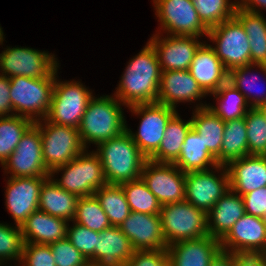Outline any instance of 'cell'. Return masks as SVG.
I'll return each instance as SVG.
<instances>
[{"instance_id": "cell-1", "label": "cell", "mask_w": 266, "mask_h": 266, "mask_svg": "<svg viewBox=\"0 0 266 266\" xmlns=\"http://www.w3.org/2000/svg\"><path fill=\"white\" fill-rule=\"evenodd\" d=\"M161 74L155 50L148 42L129 62L114 95L127 107L157 102Z\"/></svg>"}, {"instance_id": "cell-2", "label": "cell", "mask_w": 266, "mask_h": 266, "mask_svg": "<svg viewBox=\"0 0 266 266\" xmlns=\"http://www.w3.org/2000/svg\"><path fill=\"white\" fill-rule=\"evenodd\" d=\"M97 148L95 153L99 156L107 184L120 185L141 178L148 158L139 150L127 130L100 143Z\"/></svg>"}, {"instance_id": "cell-3", "label": "cell", "mask_w": 266, "mask_h": 266, "mask_svg": "<svg viewBox=\"0 0 266 266\" xmlns=\"http://www.w3.org/2000/svg\"><path fill=\"white\" fill-rule=\"evenodd\" d=\"M120 103L116 97L108 95L100 98L93 97L89 101L78 128L85 149L88 143L99 145L126 130L125 116Z\"/></svg>"}, {"instance_id": "cell-4", "label": "cell", "mask_w": 266, "mask_h": 266, "mask_svg": "<svg viewBox=\"0 0 266 266\" xmlns=\"http://www.w3.org/2000/svg\"><path fill=\"white\" fill-rule=\"evenodd\" d=\"M56 73L57 69L48 78H10V99L13 111H16L15 115L27 117L33 122L46 119L51 106Z\"/></svg>"}, {"instance_id": "cell-5", "label": "cell", "mask_w": 266, "mask_h": 266, "mask_svg": "<svg viewBox=\"0 0 266 266\" xmlns=\"http://www.w3.org/2000/svg\"><path fill=\"white\" fill-rule=\"evenodd\" d=\"M58 171H64L62 178H51L53 182L78 197L94 195L96 190L107 184L99 156L93 151L87 153L84 150L67 164L53 169L49 177Z\"/></svg>"}, {"instance_id": "cell-6", "label": "cell", "mask_w": 266, "mask_h": 266, "mask_svg": "<svg viewBox=\"0 0 266 266\" xmlns=\"http://www.w3.org/2000/svg\"><path fill=\"white\" fill-rule=\"evenodd\" d=\"M160 217L167 246L208 236L207 214L185 200L162 205Z\"/></svg>"}, {"instance_id": "cell-7", "label": "cell", "mask_w": 266, "mask_h": 266, "mask_svg": "<svg viewBox=\"0 0 266 266\" xmlns=\"http://www.w3.org/2000/svg\"><path fill=\"white\" fill-rule=\"evenodd\" d=\"M43 121L45 125H42L40 120L34 123L40 129L42 157L50 172L67 164L86 150L81 142L78 128L56 125L47 119Z\"/></svg>"}, {"instance_id": "cell-8", "label": "cell", "mask_w": 266, "mask_h": 266, "mask_svg": "<svg viewBox=\"0 0 266 266\" xmlns=\"http://www.w3.org/2000/svg\"><path fill=\"white\" fill-rule=\"evenodd\" d=\"M92 92L80 82H60L55 78L51 106L46 119L60 126L79 128Z\"/></svg>"}, {"instance_id": "cell-9", "label": "cell", "mask_w": 266, "mask_h": 266, "mask_svg": "<svg viewBox=\"0 0 266 266\" xmlns=\"http://www.w3.org/2000/svg\"><path fill=\"white\" fill-rule=\"evenodd\" d=\"M207 37L216 43L212 49L228 72L251 64L248 36L235 17L210 28Z\"/></svg>"}, {"instance_id": "cell-10", "label": "cell", "mask_w": 266, "mask_h": 266, "mask_svg": "<svg viewBox=\"0 0 266 266\" xmlns=\"http://www.w3.org/2000/svg\"><path fill=\"white\" fill-rule=\"evenodd\" d=\"M130 108L134 114L143 117L136 134L128 128L126 130L139 150L149 159L160 147L167 123L177 111L158 102L137 104Z\"/></svg>"}, {"instance_id": "cell-11", "label": "cell", "mask_w": 266, "mask_h": 266, "mask_svg": "<svg viewBox=\"0 0 266 266\" xmlns=\"http://www.w3.org/2000/svg\"><path fill=\"white\" fill-rule=\"evenodd\" d=\"M54 57L48 52L32 48L8 47L0 54L1 75L8 78L14 76L48 78L58 69V62Z\"/></svg>"}, {"instance_id": "cell-12", "label": "cell", "mask_w": 266, "mask_h": 266, "mask_svg": "<svg viewBox=\"0 0 266 266\" xmlns=\"http://www.w3.org/2000/svg\"><path fill=\"white\" fill-rule=\"evenodd\" d=\"M163 30L170 35L200 37L209 29L200 20L192 0H153Z\"/></svg>"}, {"instance_id": "cell-13", "label": "cell", "mask_w": 266, "mask_h": 266, "mask_svg": "<svg viewBox=\"0 0 266 266\" xmlns=\"http://www.w3.org/2000/svg\"><path fill=\"white\" fill-rule=\"evenodd\" d=\"M11 177H49L42 157V139L39 127L34 123L21 137L20 142L2 165ZM9 169V170H8Z\"/></svg>"}, {"instance_id": "cell-14", "label": "cell", "mask_w": 266, "mask_h": 266, "mask_svg": "<svg viewBox=\"0 0 266 266\" xmlns=\"http://www.w3.org/2000/svg\"><path fill=\"white\" fill-rule=\"evenodd\" d=\"M141 178L161 205L185 200V173L175 164L145 162Z\"/></svg>"}, {"instance_id": "cell-15", "label": "cell", "mask_w": 266, "mask_h": 266, "mask_svg": "<svg viewBox=\"0 0 266 266\" xmlns=\"http://www.w3.org/2000/svg\"><path fill=\"white\" fill-rule=\"evenodd\" d=\"M222 170L220 177L212 170L185 173V201L207 214L230 190L229 174L225 165H222Z\"/></svg>"}, {"instance_id": "cell-16", "label": "cell", "mask_w": 266, "mask_h": 266, "mask_svg": "<svg viewBox=\"0 0 266 266\" xmlns=\"http://www.w3.org/2000/svg\"><path fill=\"white\" fill-rule=\"evenodd\" d=\"M220 245L221 251L232 254H266V224L262 218L245 213L220 240Z\"/></svg>"}, {"instance_id": "cell-17", "label": "cell", "mask_w": 266, "mask_h": 266, "mask_svg": "<svg viewBox=\"0 0 266 266\" xmlns=\"http://www.w3.org/2000/svg\"><path fill=\"white\" fill-rule=\"evenodd\" d=\"M196 36L168 35L160 39L156 34L149 43L155 50L162 71L189 70L196 51L203 44ZM196 39V40H195Z\"/></svg>"}, {"instance_id": "cell-18", "label": "cell", "mask_w": 266, "mask_h": 266, "mask_svg": "<svg viewBox=\"0 0 266 266\" xmlns=\"http://www.w3.org/2000/svg\"><path fill=\"white\" fill-rule=\"evenodd\" d=\"M49 177H10L6 189V206L16 225L38 210L40 190Z\"/></svg>"}, {"instance_id": "cell-19", "label": "cell", "mask_w": 266, "mask_h": 266, "mask_svg": "<svg viewBox=\"0 0 266 266\" xmlns=\"http://www.w3.org/2000/svg\"><path fill=\"white\" fill-rule=\"evenodd\" d=\"M134 250H167L160 215L131 211L119 226Z\"/></svg>"}, {"instance_id": "cell-20", "label": "cell", "mask_w": 266, "mask_h": 266, "mask_svg": "<svg viewBox=\"0 0 266 266\" xmlns=\"http://www.w3.org/2000/svg\"><path fill=\"white\" fill-rule=\"evenodd\" d=\"M206 94L189 70L162 71L158 103L175 109L177 102H192Z\"/></svg>"}, {"instance_id": "cell-21", "label": "cell", "mask_w": 266, "mask_h": 266, "mask_svg": "<svg viewBox=\"0 0 266 266\" xmlns=\"http://www.w3.org/2000/svg\"><path fill=\"white\" fill-rule=\"evenodd\" d=\"M230 189L241 196L266 186V156L247 155L226 165Z\"/></svg>"}, {"instance_id": "cell-22", "label": "cell", "mask_w": 266, "mask_h": 266, "mask_svg": "<svg viewBox=\"0 0 266 266\" xmlns=\"http://www.w3.org/2000/svg\"><path fill=\"white\" fill-rule=\"evenodd\" d=\"M170 266H209L221 251L220 240L211 236L176 242L167 248Z\"/></svg>"}, {"instance_id": "cell-23", "label": "cell", "mask_w": 266, "mask_h": 266, "mask_svg": "<svg viewBox=\"0 0 266 266\" xmlns=\"http://www.w3.org/2000/svg\"><path fill=\"white\" fill-rule=\"evenodd\" d=\"M189 71L207 95L228 81V71L215 54L212 45L203 43L199 47Z\"/></svg>"}, {"instance_id": "cell-24", "label": "cell", "mask_w": 266, "mask_h": 266, "mask_svg": "<svg viewBox=\"0 0 266 266\" xmlns=\"http://www.w3.org/2000/svg\"><path fill=\"white\" fill-rule=\"evenodd\" d=\"M68 221L37 210L20 226L24 243L49 245L66 238Z\"/></svg>"}, {"instance_id": "cell-25", "label": "cell", "mask_w": 266, "mask_h": 266, "mask_svg": "<svg viewBox=\"0 0 266 266\" xmlns=\"http://www.w3.org/2000/svg\"><path fill=\"white\" fill-rule=\"evenodd\" d=\"M244 214L242 196L228 190L207 213L208 235L221 240Z\"/></svg>"}, {"instance_id": "cell-26", "label": "cell", "mask_w": 266, "mask_h": 266, "mask_svg": "<svg viewBox=\"0 0 266 266\" xmlns=\"http://www.w3.org/2000/svg\"><path fill=\"white\" fill-rule=\"evenodd\" d=\"M134 253L130 240L119 226H111L99 232L95 249V264L125 266Z\"/></svg>"}, {"instance_id": "cell-27", "label": "cell", "mask_w": 266, "mask_h": 266, "mask_svg": "<svg viewBox=\"0 0 266 266\" xmlns=\"http://www.w3.org/2000/svg\"><path fill=\"white\" fill-rule=\"evenodd\" d=\"M78 198L76 194L59 187L49 177L41 187L38 210L67 221H73Z\"/></svg>"}, {"instance_id": "cell-28", "label": "cell", "mask_w": 266, "mask_h": 266, "mask_svg": "<svg viewBox=\"0 0 266 266\" xmlns=\"http://www.w3.org/2000/svg\"><path fill=\"white\" fill-rule=\"evenodd\" d=\"M174 164L184 173L209 170V165L216 171L222 169V165L217 163L193 128L187 133L179 158Z\"/></svg>"}, {"instance_id": "cell-29", "label": "cell", "mask_w": 266, "mask_h": 266, "mask_svg": "<svg viewBox=\"0 0 266 266\" xmlns=\"http://www.w3.org/2000/svg\"><path fill=\"white\" fill-rule=\"evenodd\" d=\"M191 119L192 128L200 135L205 147L216 158L221 151L225 122L206 105L196 106Z\"/></svg>"}, {"instance_id": "cell-30", "label": "cell", "mask_w": 266, "mask_h": 266, "mask_svg": "<svg viewBox=\"0 0 266 266\" xmlns=\"http://www.w3.org/2000/svg\"><path fill=\"white\" fill-rule=\"evenodd\" d=\"M191 128V120L184 122L176 113L167 123L160 147L149 160L156 163L174 164L179 158L182 145Z\"/></svg>"}, {"instance_id": "cell-31", "label": "cell", "mask_w": 266, "mask_h": 266, "mask_svg": "<svg viewBox=\"0 0 266 266\" xmlns=\"http://www.w3.org/2000/svg\"><path fill=\"white\" fill-rule=\"evenodd\" d=\"M243 26L249 39L251 64L266 65V19L237 6L234 16Z\"/></svg>"}, {"instance_id": "cell-32", "label": "cell", "mask_w": 266, "mask_h": 266, "mask_svg": "<svg viewBox=\"0 0 266 266\" xmlns=\"http://www.w3.org/2000/svg\"><path fill=\"white\" fill-rule=\"evenodd\" d=\"M248 155V141L245 117L225 122L220 154L216 157L219 165Z\"/></svg>"}, {"instance_id": "cell-33", "label": "cell", "mask_w": 266, "mask_h": 266, "mask_svg": "<svg viewBox=\"0 0 266 266\" xmlns=\"http://www.w3.org/2000/svg\"><path fill=\"white\" fill-rule=\"evenodd\" d=\"M211 94L215 98L217 97L216 99H218L219 103L218 106L208 105L207 108L224 122L245 117L246 113L251 109L246 98L228 81Z\"/></svg>"}, {"instance_id": "cell-34", "label": "cell", "mask_w": 266, "mask_h": 266, "mask_svg": "<svg viewBox=\"0 0 266 266\" xmlns=\"http://www.w3.org/2000/svg\"><path fill=\"white\" fill-rule=\"evenodd\" d=\"M111 226H120L131 210L121 185L106 184L94 192Z\"/></svg>"}, {"instance_id": "cell-35", "label": "cell", "mask_w": 266, "mask_h": 266, "mask_svg": "<svg viewBox=\"0 0 266 266\" xmlns=\"http://www.w3.org/2000/svg\"><path fill=\"white\" fill-rule=\"evenodd\" d=\"M34 124L24 116L0 117V163L3 165L13 153L21 137Z\"/></svg>"}, {"instance_id": "cell-36", "label": "cell", "mask_w": 266, "mask_h": 266, "mask_svg": "<svg viewBox=\"0 0 266 266\" xmlns=\"http://www.w3.org/2000/svg\"><path fill=\"white\" fill-rule=\"evenodd\" d=\"M120 185L125 193L131 211L160 215L162 205L149 190L142 178Z\"/></svg>"}, {"instance_id": "cell-37", "label": "cell", "mask_w": 266, "mask_h": 266, "mask_svg": "<svg viewBox=\"0 0 266 266\" xmlns=\"http://www.w3.org/2000/svg\"><path fill=\"white\" fill-rule=\"evenodd\" d=\"M73 221L95 232L111 227L108 216L95 195L78 198Z\"/></svg>"}, {"instance_id": "cell-38", "label": "cell", "mask_w": 266, "mask_h": 266, "mask_svg": "<svg viewBox=\"0 0 266 266\" xmlns=\"http://www.w3.org/2000/svg\"><path fill=\"white\" fill-rule=\"evenodd\" d=\"M202 23L212 28L235 16L237 2L229 0H192Z\"/></svg>"}, {"instance_id": "cell-39", "label": "cell", "mask_w": 266, "mask_h": 266, "mask_svg": "<svg viewBox=\"0 0 266 266\" xmlns=\"http://www.w3.org/2000/svg\"><path fill=\"white\" fill-rule=\"evenodd\" d=\"M248 155L266 156V122L256 108L245 115Z\"/></svg>"}, {"instance_id": "cell-40", "label": "cell", "mask_w": 266, "mask_h": 266, "mask_svg": "<svg viewBox=\"0 0 266 266\" xmlns=\"http://www.w3.org/2000/svg\"><path fill=\"white\" fill-rule=\"evenodd\" d=\"M253 66L255 67L257 66L258 68H260V70H262V72L265 73L264 75H266V65L250 64L247 66L235 68L228 72V82L232 84L235 88H237L238 91L246 98L248 102L250 101V98L252 99L250 94L255 90V89L253 90L255 86L254 84H256V80L258 79V76L256 75H252L253 76L251 77L252 80L251 79L249 80V78H247L248 76L247 74L249 73V71L252 69ZM246 91L247 92L250 91V93L246 94ZM259 91L258 93H261L260 96H258V93L257 95L256 94L253 95L254 96V98L252 99L253 102L250 103L251 108H256L258 105L266 101V91H261V92Z\"/></svg>"}, {"instance_id": "cell-41", "label": "cell", "mask_w": 266, "mask_h": 266, "mask_svg": "<svg viewBox=\"0 0 266 266\" xmlns=\"http://www.w3.org/2000/svg\"><path fill=\"white\" fill-rule=\"evenodd\" d=\"M24 241L20 226L0 223V265L5 260L21 261Z\"/></svg>"}, {"instance_id": "cell-42", "label": "cell", "mask_w": 266, "mask_h": 266, "mask_svg": "<svg viewBox=\"0 0 266 266\" xmlns=\"http://www.w3.org/2000/svg\"><path fill=\"white\" fill-rule=\"evenodd\" d=\"M73 227H67V239L76 247L91 264H95V249L99 232L74 222Z\"/></svg>"}, {"instance_id": "cell-43", "label": "cell", "mask_w": 266, "mask_h": 266, "mask_svg": "<svg viewBox=\"0 0 266 266\" xmlns=\"http://www.w3.org/2000/svg\"><path fill=\"white\" fill-rule=\"evenodd\" d=\"M49 245L56 266H86L89 263L67 237Z\"/></svg>"}, {"instance_id": "cell-44", "label": "cell", "mask_w": 266, "mask_h": 266, "mask_svg": "<svg viewBox=\"0 0 266 266\" xmlns=\"http://www.w3.org/2000/svg\"><path fill=\"white\" fill-rule=\"evenodd\" d=\"M22 266H56L50 245L24 243Z\"/></svg>"}, {"instance_id": "cell-45", "label": "cell", "mask_w": 266, "mask_h": 266, "mask_svg": "<svg viewBox=\"0 0 266 266\" xmlns=\"http://www.w3.org/2000/svg\"><path fill=\"white\" fill-rule=\"evenodd\" d=\"M125 266H170L167 250H134Z\"/></svg>"}, {"instance_id": "cell-46", "label": "cell", "mask_w": 266, "mask_h": 266, "mask_svg": "<svg viewBox=\"0 0 266 266\" xmlns=\"http://www.w3.org/2000/svg\"><path fill=\"white\" fill-rule=\"evenodd\" d=\"M245 213L262 218L266 212V186L242 195Z\"/></svg>"}, {"instance_id": "cell-47", "label": "cell", "mask_w": 266, "mask_h": 266, "mask_svg": "<svg viewBox=\"0 0 266 266\" xmlns=\"http://www.w3.org/2000/svg\"><path fill=\"white\" fill-rule=\"evenodd\" d=\"M13 111L10 99V78L0 74V117H9L15 115L8 114ZM7 114V115H6Z\"/></svg>"}, {"instance_id": "cell-48", "label": "cell", "mask_w": 266, "mask_h": 266, "mask_svg": "<svg viewBox=\"0 0 266 266\" xmlns=\"http://www.w3.org/2000/svg\"><path fill=\"white\" fill-rule=\"evenodd\" d=\"M234 266H266V254H234Z\"/></svg>"}, {"instance_id": "cell-49", "label": "cell", "mask_w": 266, "mask_h": 266, "mask_svg": "<svg viewBox=\"0 0 266 266\" xmlns=\"http://www.w3.org/2000/svg\"><path fill=\"white\" fill-rule=\"evenodd\" d=\"M237 3L239 8L252 13H260L259 8L257 10V7H265L264 9H266V0H241Z\"/></svg>"}, {"instance_id": "cell-50", "label": "cell", "mask_w": 266, "mask_h": 266, "mask_svg": "<svg viewBox=\"0 0 266 266\" xmlns=\"http://www.w3.org/2000/svg\"><path fill=\"white\" fill-rule=\"evenodd\" d=\"M209 266H234V254L220 251Z\"/></svg>"}, {"instance_id": "cell-51", "label": "cell", "mask_w": 266, "mask_h": 266, "mask_svg": "<svg viewBox=\"0 0 266 266\" xmlns=\"http://www.w3.org/2000/svg\"><path fill=\"white\" fill-rule=\"evenodd\" d=\"M256 109L259 111V113L264 118V121L266 122V101L258 105Z\"/></svg>"}, {"instance_id": "cell-52", "label": "cell", "mask_w": 266, "mask_h": 266, "mask_svg": "<svg viewBox=\"0 0 266 266\" xmlns=\"http://www.w3.org/2000/svg\"><path fill=\"white\" fill-rule=\"evenodd\" d=\"M3 31H2V28L0 27V44H2L3 43Z\"/></svg>"}, {"instance_id": "cell-53", "label": "cell", "mask_w": 266, "mask_h": 266, "mask_svg": "<svg viewBox=\"0 0 266 266\" xmlns=\"http://www.w3.org/2000/svg\"><path fill=\"white\" fill-rule=\"evenodd\" d=\"M86 266H103V265H97V264L88 263Z\"/></svg>"}, {"instance_id": "cell-54", "label": "cell", "mask_w": 266, "mask_h": 266, "mask_svg": "<svg viewBox=\"0 0 266 266\" xmlns=\"http://www.w3.org/2000/svg\"><path fill=\"white\" fill-rule=\"evenodd\" d=\"M263 221L265 222L266 224V212L264 213L263 217H262Z\"/></svg>"}]
</instances>
